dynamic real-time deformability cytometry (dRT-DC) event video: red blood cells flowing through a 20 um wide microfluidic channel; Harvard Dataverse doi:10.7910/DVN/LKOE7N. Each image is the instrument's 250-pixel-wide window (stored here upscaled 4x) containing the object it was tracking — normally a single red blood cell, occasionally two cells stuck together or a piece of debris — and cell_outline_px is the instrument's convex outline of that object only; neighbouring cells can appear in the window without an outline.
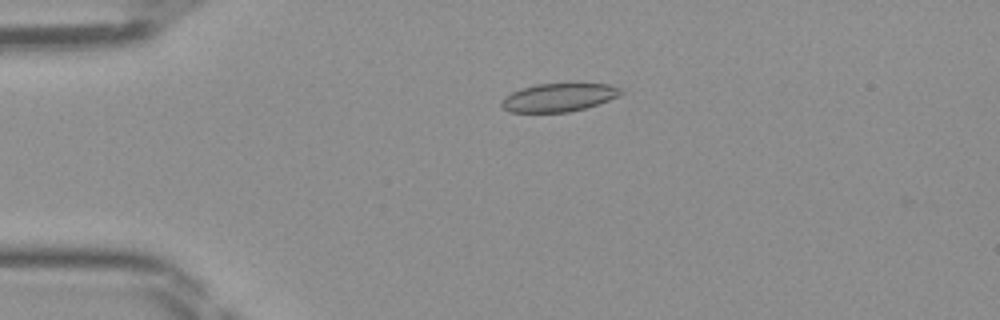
{"species": "Egyptian fruit bat (a non-hibernating species)", "species_latin": "Rousettus aegyptiacus", "temperature_condition": "room temperature", "stored_images_in_passage": 38, "camera_frame_rate_fps": 3000, "um_per_image_px": 0.085, "frame": {"image": 1, "passage_image": 2, "time_ms": 0.333, "image_size_px": [1000, 320], "cell_outline_px": [[624, 92], [608, 100], [584, 108], [568, 112], [512, 112], [504, 108], [500, 104], [504, 96], [520, 88], [536, 84], [608, 84], [620, 88]], "centroid_in_image_um": [47.44, 8.28], "position_along_channel_um": 37.6, "area_um2": 19.36}}
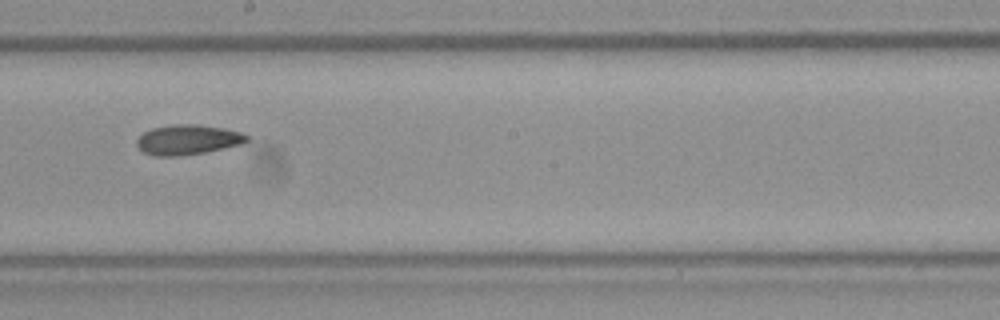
{"frame": {"image": 2, "passage_image": 18, "time_ms": 5.667, "image_size_px": [1000, 320], "cell_outline_px": [[248, 140], [240, 144], [224, 148], [204, 152], [180, 156], [152, 156], [144, 152], [136, 144], [136, 140], [144, 132], [152, 128], [172, 124], [196, 124], [224, 128], [240, 132], [248, 136]], "centroid_in_image_um": [15.93, 11.87], "position_along_channel_um": 232.3, "area_um2": 19.13}}
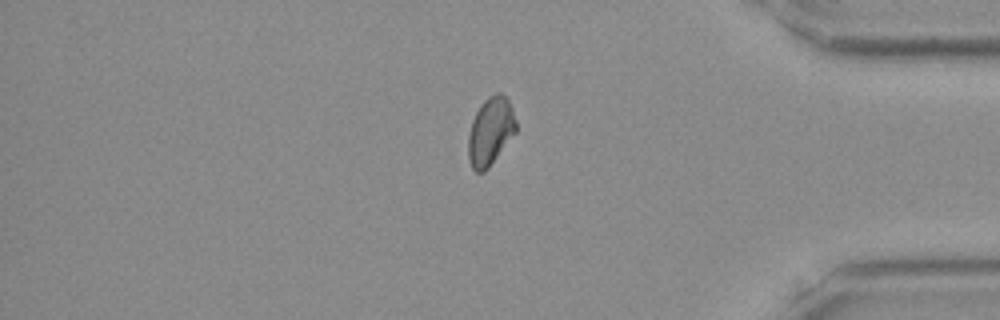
{"frame": {"image": 3, "passage_image": 31, "time_ms": 10.0, "image_size_px": [1000, 320], "cell_outline_px": [[516, 132], [488, 168], [484, 172], [476, 172], [472, 168], [468, 160], [468, 136], [472, 120], [480, 104], [488, 96], [496, 92], [500, 92], [508, 96], [516, 120]], "centroid_in_image_um": [41.69, 11.13], "position_along_channel_um": 393.5, "area_um2": 19.13}}